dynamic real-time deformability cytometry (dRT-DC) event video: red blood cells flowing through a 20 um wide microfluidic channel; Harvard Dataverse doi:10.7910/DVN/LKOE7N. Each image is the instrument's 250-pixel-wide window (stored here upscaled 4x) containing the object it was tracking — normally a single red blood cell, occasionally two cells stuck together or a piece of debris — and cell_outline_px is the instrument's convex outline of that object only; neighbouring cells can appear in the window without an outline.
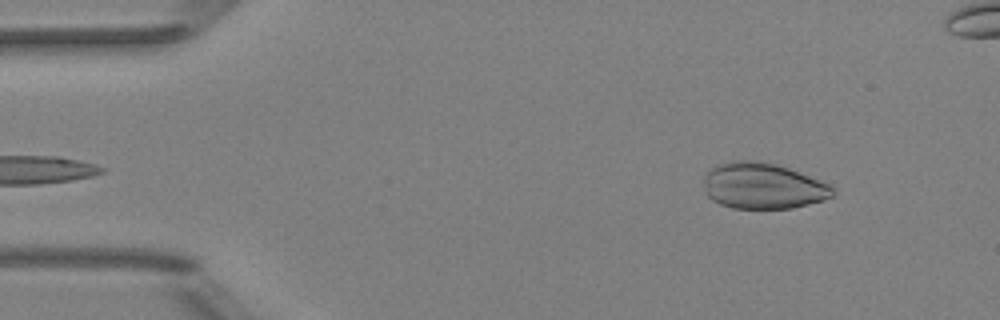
{"species": "Egyptian fruit bat (a non-hibernating species)", "species_latin": "Rousettus aegyptiacus", "temperature_condition": "room temperature", "stored_images_in_passage": 44, "camera_frame_rate_fps": 3000, "um_per_image_px": 0.085, "animal": {"sex": "female"}, "frame": {"image": 1, "passage_image": 2, "time_ms": 0.333, "image_size_px": [1000, 320], "cell_outline_px": [[836, 192], [832, 196], [824, 200], [792, 208], [732, 208], [720, 204], [712, 200], [704, 192], [704, 172], [716, 164], [732, 160], [756, 160], [776, 164], [788, 168], [832, 184], [836, 188]], "centroid_in_image_um": [64.84, 15.79], "position_along_channel_um": 20.2, "area_um2": 35.08}}
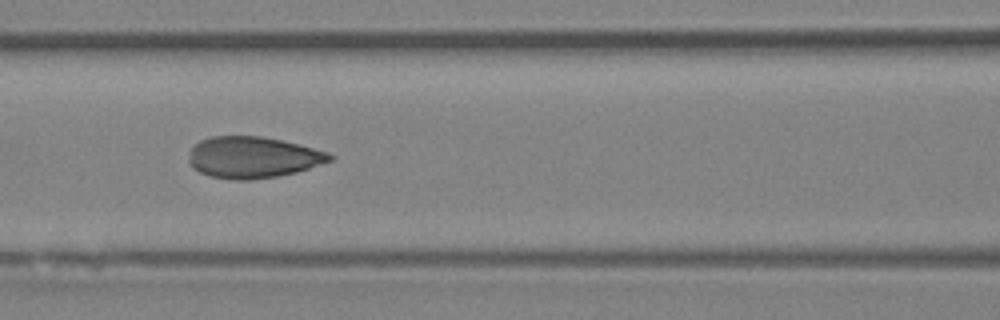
{"frame": {"image": 2, "passage_image": 18, "time_ms": 5.667, "image_size_px": [1000, 320], "cell_outline_px": [[336, 156], [332, 160], [296, 172], [276, 176], [248, 180], [236, 180], [212, 176], [200, 172], [192, 168], [188, 160], [192, 148], [200, 140], [212, 136], [260, 136], [300, 144], [328, 152]], "centroid_in_image_um": [21.5, 13.37], "position_along_channel_um": 145.1, "area_um2": 33.81}}
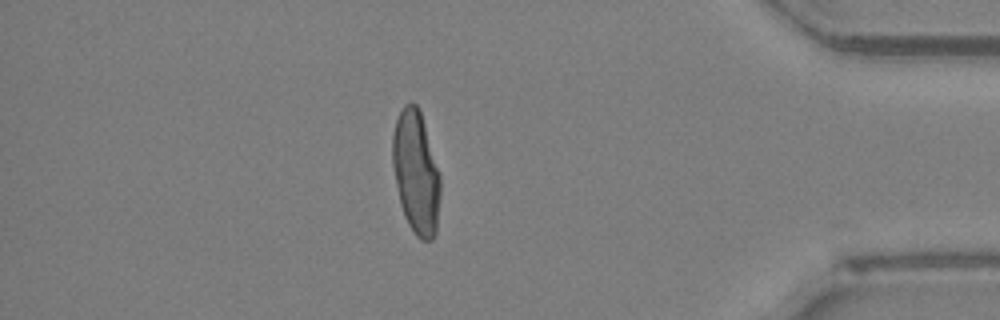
{"frame": {"image": 3, "passage_image": 40, "time_ms": 13.0, "image_size_px": [1000, 320], "cell_outline_px": [[440, 196], [436, 232], [432, 240], [420, 240], [416, 236], [408, 224], [404, 216], [400, 204], [392, 164], [392, 136], [396, 120], [404, 104], [412, 100], [420, 108], [440, 176]], "centroid_in_image_um": [35.35, 14.64], "position_along_channel_um": 399.8, "area_um2": 34.45}}